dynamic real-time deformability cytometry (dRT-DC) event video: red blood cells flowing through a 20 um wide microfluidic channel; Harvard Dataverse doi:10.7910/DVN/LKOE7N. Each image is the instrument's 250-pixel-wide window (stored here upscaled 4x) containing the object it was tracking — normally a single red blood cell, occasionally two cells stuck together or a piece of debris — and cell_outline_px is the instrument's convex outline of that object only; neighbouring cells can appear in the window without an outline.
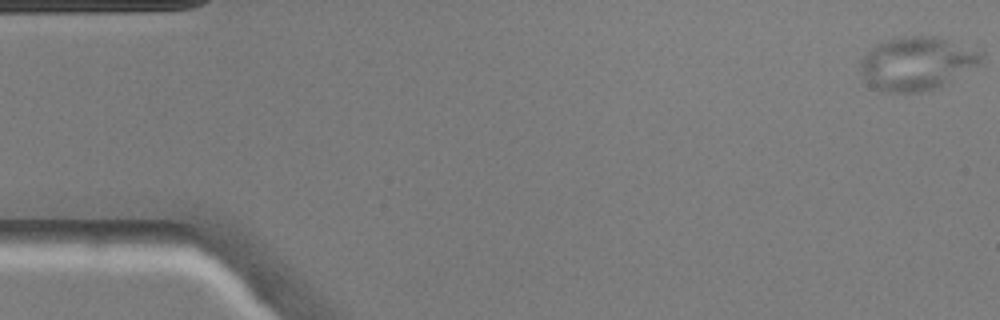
{"species": "common noctule bat (a hibernating species)", "species_latin": "Nyctalus noctula", "temperature_condition": "warm", "stored_images_in_passage": 49, "camera_frame_rate_fps": 3000, "um_per_image_px": 0.085, "animal": {"sex": "male", "body_mass_g": 20.5, "forearm_length_mm": 52.5}, "frame": {"image": 1, "passage_image": 1, "time_ms": 0.0, "image_size_px": [1000, 320], "cell_outline_px": [[984, 56], [980, 64], [932, 88], [920, 92], [880, 92], [868, 84], [864, 80], [860, 72], [860, 64], [864, 56], [876, 44], [896, 36], [936, 36], [980, 48], [984, 52]], "centroid_in_image_um": [77.93, 5.35], "position_along_channel_um": 7.1, "area_um2": 37.63}}
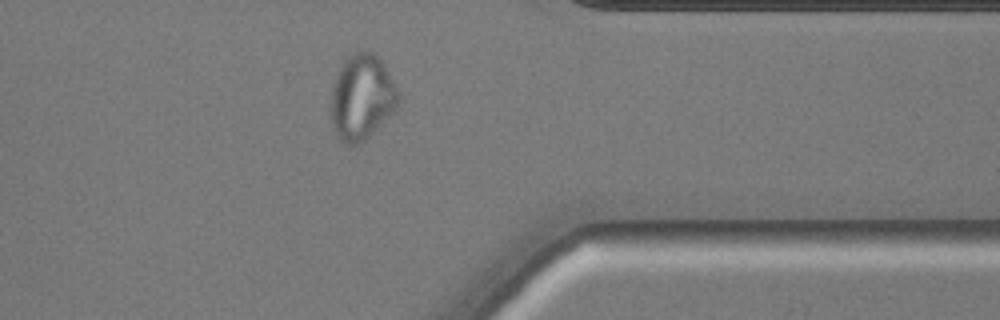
{"frame": {"image": 2, "passage_image": 39, "time_ms": 12.667, "image_size_px": [1000, 320], "cell_outline_px": [[400, 104], [396, 112], [364, 140], [356, 144], [348, 144], [340, 140], [332, 128], [332, 84], [344, 60], [348, 56], [364, 48], [372, 52], [380, 60], [400, 92]], "centroid_in_image_um": [30.79, 8.27], "position_along_channel_um": 380.6, "area_um2": 33.7}}
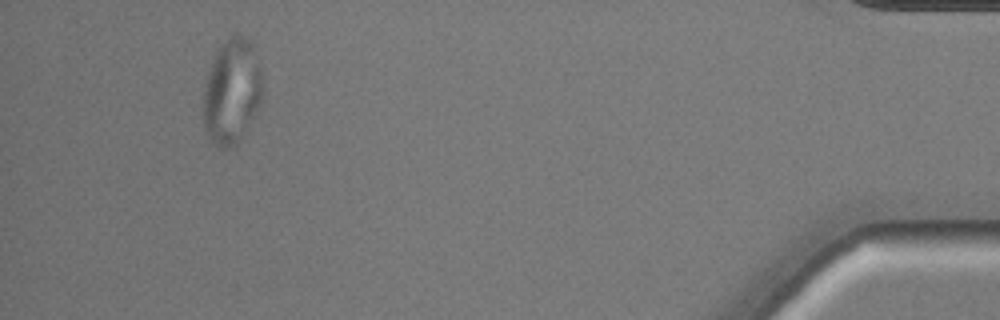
{"frame": {"image": 3, "passage_image": 46, "time_ms": 15.0, "image_size_px": [1000, 320], "cell_outline_px": [[260, 100], [240, 144], [224, 148], [220, 148], [208, 136], [204, 124], [204, 84], [208, 72], [220, 48], [228, 36], [248, 36], [252, 44], [260, 72]], "centroid_in_image_um": [19.69, 7.81], "position_along_channel_um": 415.5, "area_um2": 35.26}}